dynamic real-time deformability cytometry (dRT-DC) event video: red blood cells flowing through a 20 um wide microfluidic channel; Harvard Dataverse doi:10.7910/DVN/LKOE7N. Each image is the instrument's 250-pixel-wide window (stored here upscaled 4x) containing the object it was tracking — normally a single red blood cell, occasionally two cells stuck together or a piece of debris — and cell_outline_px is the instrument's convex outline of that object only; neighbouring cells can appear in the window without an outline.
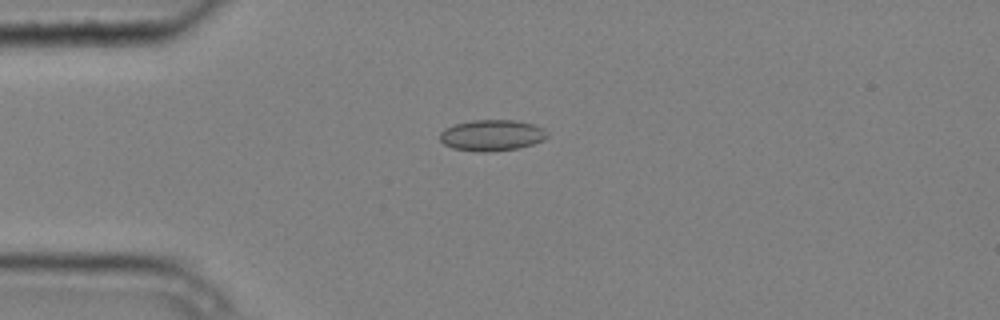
{"species": "common noctule bat (a hibernating species)", "species_latin": "Nyctalus noctula", "temperature_condition": "cold", "stored_images_in_passage": 12, "camera_frame_rate_fps": 3000, "um_per_image_px": 0.085, "animal": {"sex": "male", "body_mass_g": 20.4}, "frame": {"image": 1, "passage_image": 3, "time_ms": 0.667, "image_size_px": [1000, 320], "cell_outline_px": [[548, 136], [544, 140], [520, 148], [488, 152], [476, 152], [452, 148], [444, 144], [440, 140], [440, 132], [444, 128], [456, 124], [472, 120], [516, 120], [536, 124], [544, 128], [548, 132]], "centroid_in_image_um": [41.83, 11.5], "position_along_channel_um": 43.2, "area_um2": 19.77}}
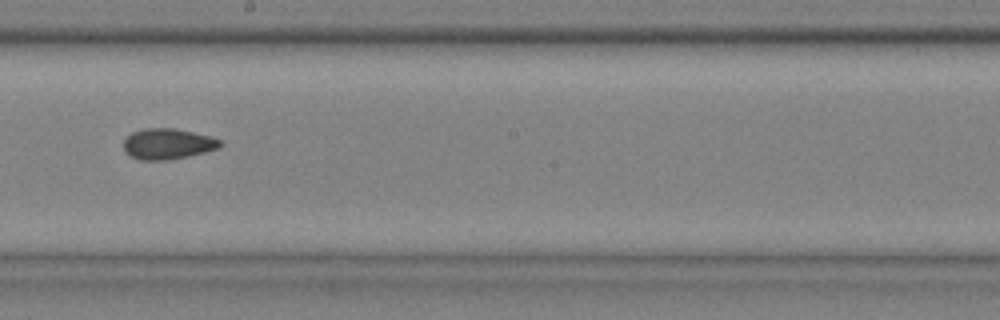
{"frame": {"image": 2, "passage_image": 8, "time_ms": 2.333, "image_size_px": [1000, 320], "cell_outline_px": [[224, 144], [220, 148], [188, 156], [168, 160], [140, 160], [128, 156], [124, 152], [124, 140], [132, 132], [144, 128], [176, 128], [212, 136], [224, 140]], "centroid_in_image_um": [14.29, 12.23], "position_along_channel_um": 233.9, "area_um2": 17.69}}
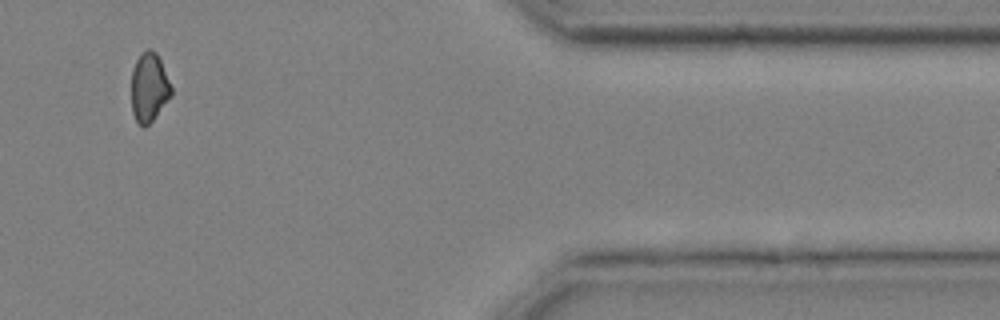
{"frame": {"image": 3, "passage_image": 12, "time_ms": 3.667, "image_size_px": [1000, 320], "cell_outline_px": [[172, 96], [152, 120], [144, 128], [140, 128], [132, 112], [132, 68], [136, 60], [148, 48], [152, 48], [156, 52], [160, 60], [172, 88]], "centroid_in_image_um": [12.67, 7.45], "position_along_channel_um": 398.7, "area_um2": 16.01}}